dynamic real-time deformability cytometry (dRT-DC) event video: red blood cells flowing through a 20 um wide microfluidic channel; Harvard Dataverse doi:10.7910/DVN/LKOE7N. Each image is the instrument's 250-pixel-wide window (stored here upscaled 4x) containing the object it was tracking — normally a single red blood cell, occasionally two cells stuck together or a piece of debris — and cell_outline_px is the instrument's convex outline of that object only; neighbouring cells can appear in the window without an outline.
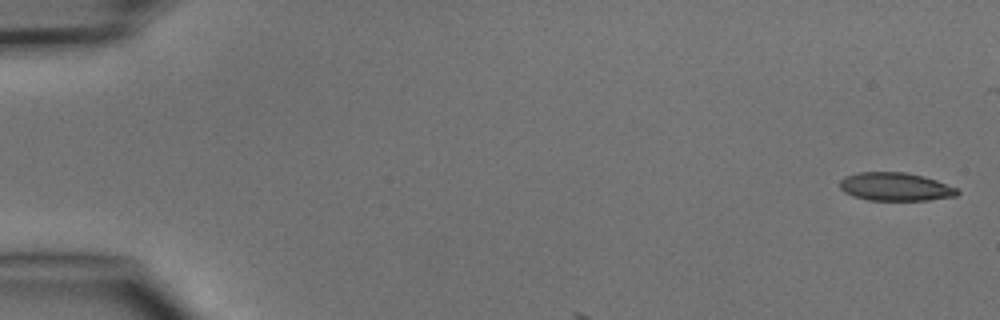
{"species": "common noctule bat (a hibernating species)", "species_latin": "Nyctalus noctula", "temperature_condition": "cold", "stored_images_in_passage": 4, "camera_frame_rate_fps": 3000, "um_per_image_px": 0.085, "animal": {"sex": "male", "body_mass_g": 15.6}, "frame": {"image": 1, "passage_image": 1, "time_ms": 0.0, "image_size_px": [1000, 320], "cell_outline_px": [[960, 192], [956, 196], [928, 200], [868, 200], [852, 196], [844, 192], [840, 188], [840, 180], [844, 176], [856, 172], [904, 172], [924, 176], [936, 180], [956, 188]], "centroid_in_image_um": [76.07, 15.87], "position_along_channel_um": 8.9, "area_um2": 19.42}}